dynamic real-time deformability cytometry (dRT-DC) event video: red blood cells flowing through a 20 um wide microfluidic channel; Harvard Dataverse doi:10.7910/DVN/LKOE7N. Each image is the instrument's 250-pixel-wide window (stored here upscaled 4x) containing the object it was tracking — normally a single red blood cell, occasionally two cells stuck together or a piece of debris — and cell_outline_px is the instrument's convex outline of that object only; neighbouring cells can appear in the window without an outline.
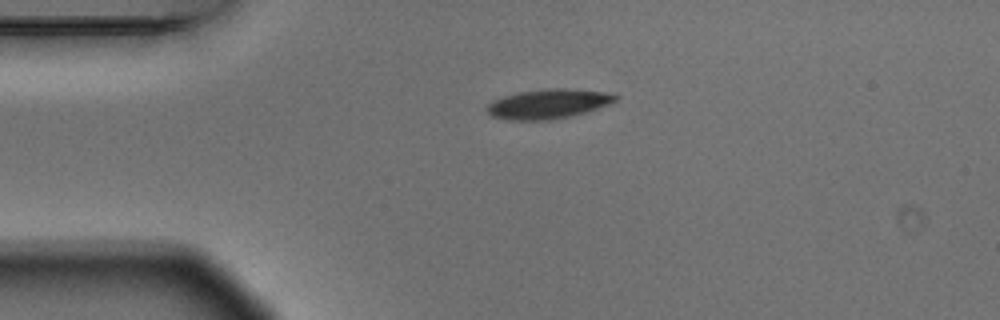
{"species": "Egyptian fruit bat (a non-hibernating species)", "species_latin": "Rousettus aegyptiacus", "temperature_condition": "warm", "stored_images_in_passage": 2, "camera_frame_rate_fps": 3000, "um_per_image_px": 0.085, "animal": {"sex": "male"}, "frame": {"image": 1, "passage_image": 1, "time_ms": 0.0, "image_size_px": [1000, 320], "cell_outline_px": [[620, 96], [616, 100], [608, 104], [584, 112], [568, 116], [548, 120], [508, 120], [492, 116], [484, 108], [492, 100], [504, 96], [520, 92], [556, 88], [564, 88], [604, 92]], "centroid_in_image_um": [46.55, 8.83], "position_along_channel_um": 38.5, "area_um2": 21.73}}